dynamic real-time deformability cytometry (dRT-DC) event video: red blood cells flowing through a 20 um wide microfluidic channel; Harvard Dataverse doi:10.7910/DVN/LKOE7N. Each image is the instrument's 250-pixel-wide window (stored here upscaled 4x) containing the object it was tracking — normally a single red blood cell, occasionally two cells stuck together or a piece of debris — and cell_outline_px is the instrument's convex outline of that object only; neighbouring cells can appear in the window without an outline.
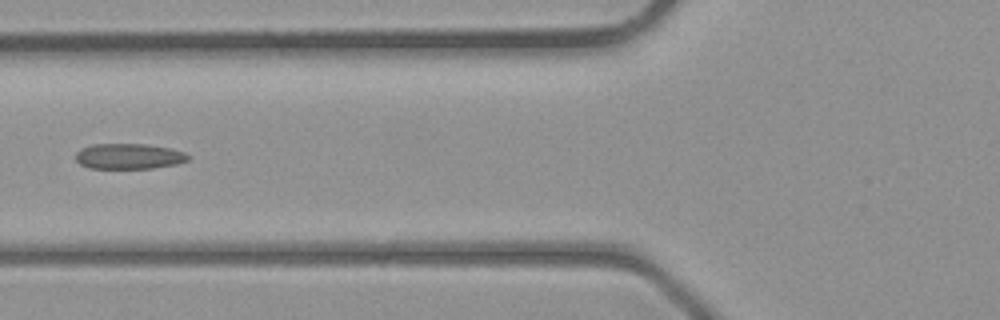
{"species": "common noctule bat (a hibernating species)", "species_latin": "Nyctalus noctula", "temperature_condition": "room temperature", "stored_images_in_passage": 2, "camera_frame_rate_fps": 3000, "um_per_image_px": 0.085, "animal": {"sex": "male", "body_mass_g": 23.1, "forearm_length_mm": 52.7}, "frame": {"image": 1, "passage_image": 2, "time_ms": 1.0, "image_size_px": [1000, 320], "cell_outline_px": [[188, 160], [176, 164], [152, 168], [88, 168], [80, 164], [76, 160], [76, 152], [80, 148], [92, 144], [148, 144], [172, 148], [184, 152], [188, 156]], "centroid_in_image_um": [10.93, 13.27], "position_along_channel_um": 114.9, "area_um2": 16.76}}